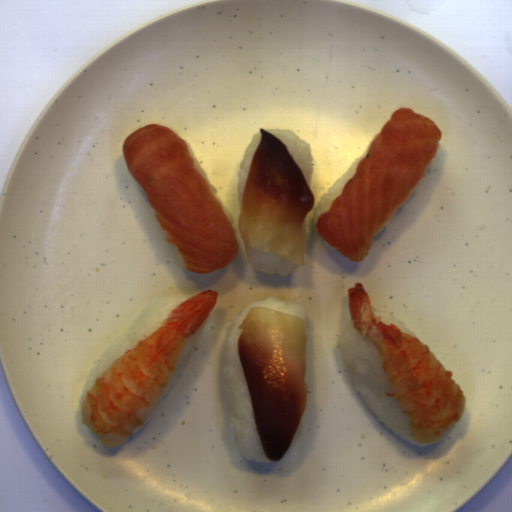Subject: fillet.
<instances>
[{
    "label": "fillet",
    "instance_id": "obj_1",
    "mask_svg": "<svg viewBox=\"0 0 512 512\" xmlns=\"http://www.w3.org/2000/svg\"><path fill=\"white\" fill-rule=\"evenodd\" d=\"M122 154L189 273H213L239 255L232 220L183 138L167 125L148 124L125 137Z\"/></svg>",
    "mask_w": 512,
    "mask_h": 512
},
{
    "label": "fillet",
    "instance_id": "obj_2",
    "mask_svg": "<svg viewBox=\"0 0 512 512\" xmlns=\"http://www.w3.org/2000/svg\"><path fill=\"white\" fill-rule=\"evenodd\" d=\"M442 136L432 118L411 108L395 110L342 191L316 219L318 235L347 260L362 262L377 231L422 180Z\"/></svg>",
    "mask_w": 512,
    "mask_h": 512
},
{
    "label": "fillet",
    "instance_id": "obj_3",
    "mask_svg": "<svg viewBox=\"0 0 512 512\" xmlns=\"http://www.w3.org/2000/svg\"><path fill=\"white\" fill-rule=\"evenodd\" d=\"M236 355L261 449L270 462L289 450L308 402L307 329L298 315L250 307L238 325Z\"/></svg>",
    "mask_w": 512,
    "mask_h": 512
},
{
    "label": "fillet",
    "instance_id": "obj_4",
    "mask_svg": "<svg viewBox=\"0 0 512 512\" xmlns=\"http://www.w3.org/2000/svg\"><path fill=\"white\" fill-rule=\"evenodd\" d=\"M259 131L238 215L240 239L254 251L303 266V224L315 205V194L285 143L264 129Z\"/></svg>",
    "mask_w": 512,
    "mask_h": 512
}]
</instances>
